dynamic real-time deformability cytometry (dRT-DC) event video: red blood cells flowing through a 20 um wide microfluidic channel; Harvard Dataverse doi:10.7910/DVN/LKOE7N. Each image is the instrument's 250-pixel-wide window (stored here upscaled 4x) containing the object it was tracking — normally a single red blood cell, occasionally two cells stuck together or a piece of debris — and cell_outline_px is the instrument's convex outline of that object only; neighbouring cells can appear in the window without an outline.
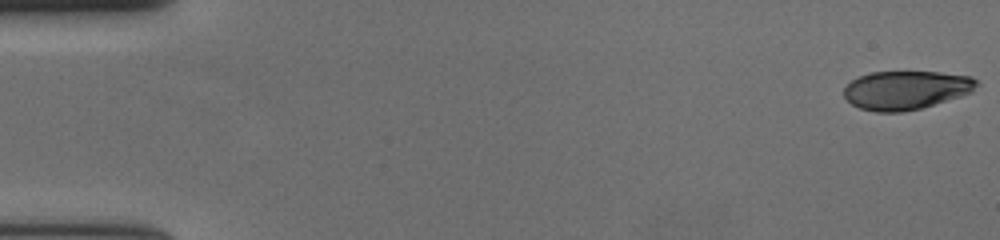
{"species": "human", "species_latin": "Homo sapiens", "temperature_condition": "cold", "stored_images_in_passage": 58, "camera_frame_rate_fps": 3000, "um_per_image_px": 0.085, "donor": {"sex": "female"}, "frame": {"image": 1, "passage_image": 1, "time_ms": 0.0, "image_size_px": [1000, 240], "cell_outline_px": [[980, 84], [972, 92], [960, 96], [920, 108], [900, 112], [876, 112], [860, 108], [852, 104], [844, 96], [844, 88], [852, 80], [868, 72], [940, 72], [972, 76]], "centroid_in_image_um": [77.02, 7.65], "position_along_channel_um": 8.0, "area_um2": 29.82}}
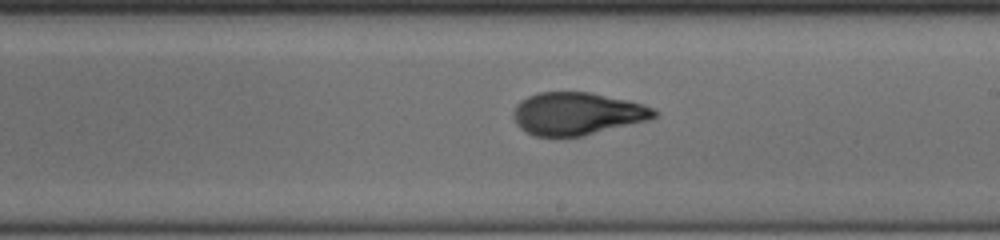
{"frame": {"image": 2, "passage_image": 34, "time_ms": 11.0, "image_size_px": [1000, 240], "cell_outline_px": [[660, 112], [656, 116], [648, 120], [584, 136], [536, 136], [520, 128], [512, 116], [516, 104], [520, 100], [528, 96], [540, 92], [588, 92], [624, 100], [656, 108]], "centroid_in_image_um": [49.05, 9.66], "position_along_channel_um": 240.0, "area_um2": 34.74}}
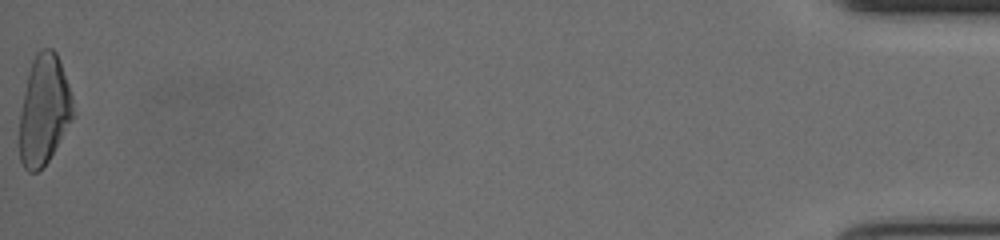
{"frame": {"image": 3, "passage_image": 58, "time_ms": 19.0, "image_size_px": [1000, 240], "cell_outline_px": [[72, 120], [48, 160], [36, 172], [28, 172], [24, 168], [20, 160], [20, 112], [28, 72], [32, 60], [36, 52], [40, 48], [52, 48], [56, 52], [68, 84], [72, 96]], "centroid_in_image_um": [3.72, 9.33], "position_along_channel_um": 431.5, "area_um2": 33.87}, "authors_computed_cell_mechanics": {"area_um2": 33.8997, "velocity_mm_per_s": 3.6715, "shape_relaxation_time_tau1_ms": 5.6052, "shape_relaxation_time_tau2_ms": 1.238, "deformation_change_tau1": 0.2058, "deformation_change_tau2": 0.0643}}